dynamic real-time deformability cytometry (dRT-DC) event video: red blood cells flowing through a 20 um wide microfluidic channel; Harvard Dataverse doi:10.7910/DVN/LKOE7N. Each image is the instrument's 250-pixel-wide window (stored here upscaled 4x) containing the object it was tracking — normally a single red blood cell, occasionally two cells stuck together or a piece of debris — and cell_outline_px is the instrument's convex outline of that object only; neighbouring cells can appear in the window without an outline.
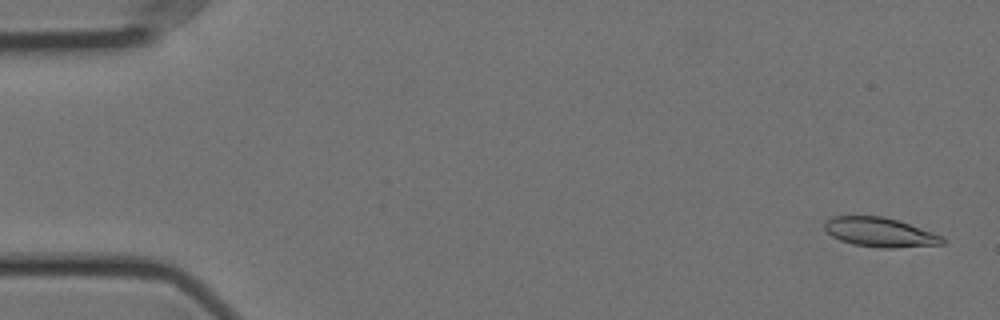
{"species": "Egyptian fruit bat (a non-hibernating species)", "species_latin": "Rousettus aegyptiacus", "temperature_condition": "cold", "stored_images_in_passage": 58, "camera_frame_rate_fps": 3000, "um_per_image_px": 0.085, "animal": {"sex": "female"}, "frame": {"image": 1, "passage_image": 2, "time_ms": 0.333, "image_size_px": [1000, 320], "cell_outline_px": [[944, 244], [896, 248], [880, 248], [852, 244], [840, 240], [832, 236], [824, 228], [824, 220], [832, 216], [884, 216], [900, 220], [944, 236]], "centroid_in_image_um": [74.8, 19.73], "position_along_channel_um": 10.2, "area_um2": 20.46}}
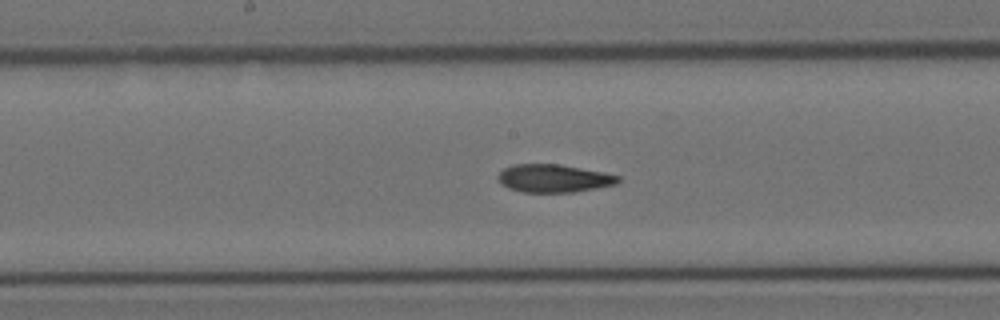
{"frame": {"image": 2, "passage_image": 29, "time_ms": 9.333, "image_size_px": [1000, 320], "cell_outline_px": [[620, 180], [616, 184], [596, 188], [572, 192], [524, 192], [508, 188], [500, 184], [496, 176], [504, 168], [512, 164], [560, 164], [604, 172], [620, 176]], "centroid_in_image_um": [47.04, 15.15], "position_along_channel_um": 201.2, "area_um2": 19.65}}
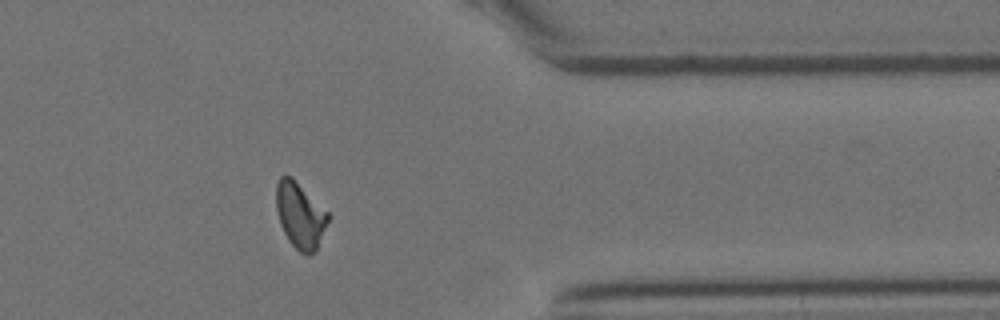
{"frame": {"image": 3, "passage_image": 46, "time_ms": 15.0, "image_size_px": [1000, 320], "cell_outline_px": [[332, 216], [316, 252], [308, 256], [300, 252], [288, 240], [280, 224], [276, 208], [276, 184], [280, 176], [292, 176]], "centroid_in_image_um": [25.54, 18.32], "position_along_channel_um": 385.9, "area_um2": 20.29}, "authors_computed_cell_mechanics": {"area_um2": 20.2011, "velocity_mm_per_s": 3.5414, "shape_relaxation_time_tau1_ms": 9.1135, "shape_relaxation_time_tau2_ms": 3.1504, "deformation_change_tau1": 0.2061, "deformation_change_tau2": 0.0955}}